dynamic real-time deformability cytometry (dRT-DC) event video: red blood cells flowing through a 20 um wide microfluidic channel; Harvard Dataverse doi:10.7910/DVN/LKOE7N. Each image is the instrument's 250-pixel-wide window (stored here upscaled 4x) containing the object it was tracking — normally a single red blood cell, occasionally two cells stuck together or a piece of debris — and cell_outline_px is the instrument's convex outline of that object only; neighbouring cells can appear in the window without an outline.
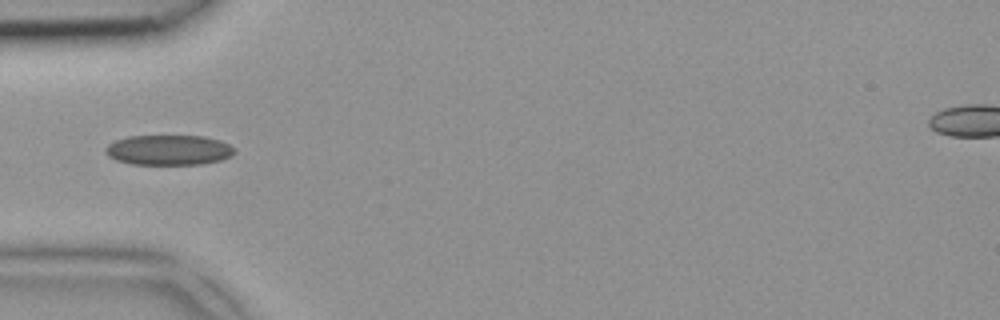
{"species": "common noctule bat (a hibernating species)", "species_latin": "Nyctalus noctula", "temperature_condition": "room temperature", "stored_images_in_passage": 4, "camera_frame_rate_fps": 3000, "um_per_image_px": 0.085, "animal": {"sex": "female", "body_mass_g": 18.4}, "frame": {"image": 1, "passage_image": 4, "time_ms": 1.0, "image_size_px": [1000, 320], "cell_outline_px": [[236, 152], [232, 156], [220, 160], [200, 164], [132, 164], [116, 160], [108, 156], [104, 152], [104, 148], [108, 144], [116, 140], [128, 136], [204, 136], [220, 140], [228, 144]], "centroid_in_image_um": [14.32, 12.75], "position_along_channel_um": 70.7, "area_um2": 22.66}}